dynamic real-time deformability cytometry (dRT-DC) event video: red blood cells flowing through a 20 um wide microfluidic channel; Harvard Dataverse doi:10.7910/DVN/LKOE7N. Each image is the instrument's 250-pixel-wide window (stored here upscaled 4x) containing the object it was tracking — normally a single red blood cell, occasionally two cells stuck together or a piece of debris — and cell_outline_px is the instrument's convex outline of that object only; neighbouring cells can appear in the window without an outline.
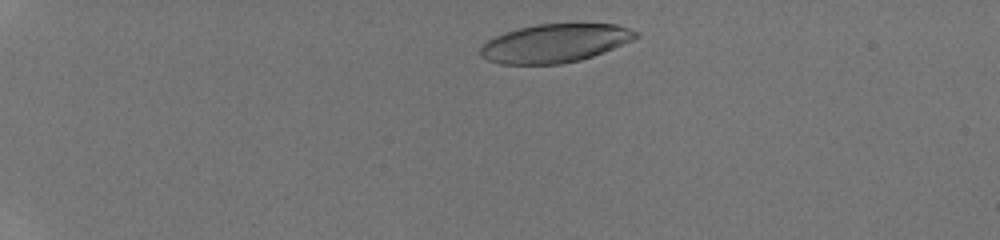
{"species": "human", "species_latin": "Homo sapiens", "temperature_condition": "room temperature", "stored_images_in_passage": 38, "camera_frame_rate_fps": 3000, "um_per_image_px": 0.085, "donor": {"sex": "male"}, "frame": {"image": 1, "passage_image": 4, "time_ms": 1.0, "image_size_px": [1000, 240], "cell_outline_px": [[640, 36], [632, 40], [592, 56], [580, 60], [560, 64], [500, 64], [488, 60], [480, 56], [480, 48], [488, 40], [504, 32], [536, 24], [616, 24], [640, 32]], "centroid_in_image_um": [47.16, 3.67], "position_along_channel_um": 37.8, "area_um2": 34.62}}
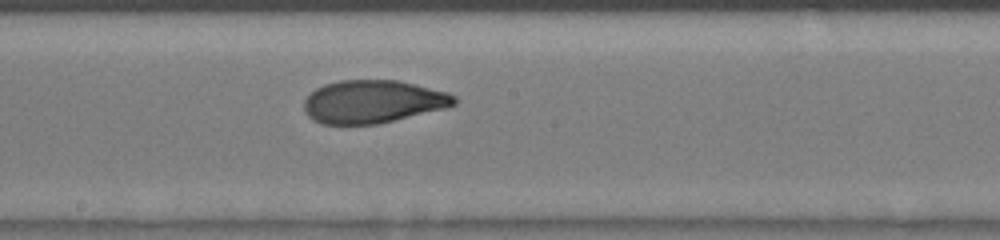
{"frame": {"image": 2, "passage_image": 21, "time_ms": 6.667, "image_size_px": [1000, 240], "cell_outline_px": [[456, 104], [448, 108], [376, 124], [320, 124], [312, 120], [304, 112], [304, 100], [316, 88], [324, 84], [340, 80], [396, 80], [448, 92], [456, 96]], "centroid_in_image_um": [31.69, 8.64], "position_along_channel_um": 216.5, "area_um2": 37.69}}
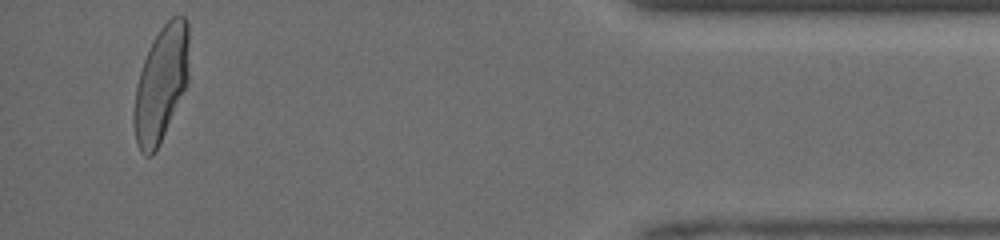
{"frame": {"image": 3, "passage_image": 37, "time_ms": 12.0, "image_size_px": [1000, 240], "cell_outline_px": [[188, 84], [160, 144], [156, 152], [152, 156], [144, 156], [140, 152], [136, 144], [132, 124], [132, 112], [136, 84], [144, 60], [160, 28], [172, 16], [184, 16], [188, 20]], "centroid_in_image_um": [13.67, 7.21], "position_along_channel_um": 421.5, "area_um2": 37.51}}